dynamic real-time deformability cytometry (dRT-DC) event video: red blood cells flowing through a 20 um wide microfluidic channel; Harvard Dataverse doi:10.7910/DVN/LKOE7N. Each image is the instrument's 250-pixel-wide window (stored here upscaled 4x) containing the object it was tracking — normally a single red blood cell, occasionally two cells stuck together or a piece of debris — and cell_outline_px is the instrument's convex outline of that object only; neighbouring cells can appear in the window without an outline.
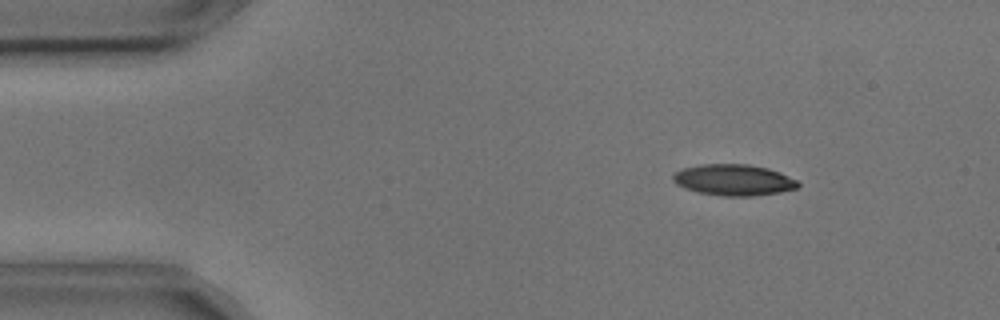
{"species": "common noctule bat (a hibernating species)", "species_latin": "Nyctalus noctula", "temperature_condition": "cold", "stored_images_in_passage": 49, "camera_frame_rate_fps": 3000, "um_per_image_px": 0.085, "animal": {"sex": "male", "body_mass_g": 17.9, "forearm_length_mm": 54.2}, "frame": {"image": 1, "passage_image": 2, "time_ms": 0.333, "image_size_px": [1000, 320], "cell_outline_px": [[800, 184], [796, 188], [780, 192], [752, 196], [724, 196], [700, 192], [676, 184], [672, 180], [672, 176], [676, 172], [684, 168], [700, 164], [748, 164], [768, 168], [780, 172], [796, 180]], "centroid_in_image_um": [62.37, 15.29], "position_along_channel_um": 22.6, "area_um2": 22.48}}
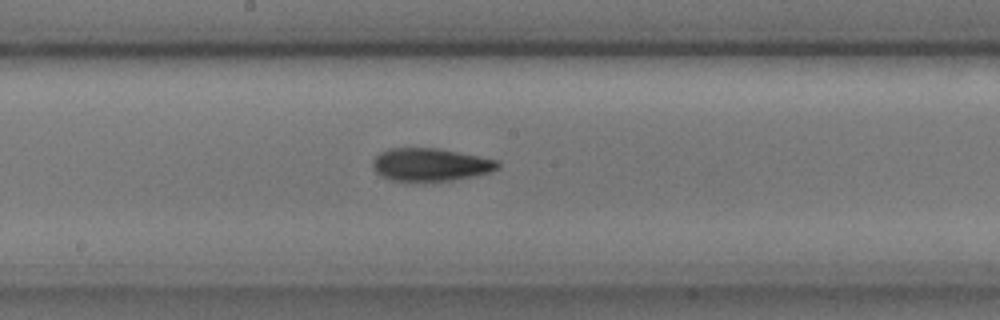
{"frame": {"image": 2, "passage_image": 23, "time_ms": 7.333, "image_size_px": [1000, 320], "cell_outline_px": [[500, 164], [496, 168], [488, 172], [452, 180], [392, 180], [380, 176], [376, 172], [372, 164], [372, 160], [380, 152], [388, 148], [436, 148], [496, 160]], "centroid_in_image_um": [36.5, 13.98], "position_along_channel_um": 211.7, "area_um2": 23.29}}
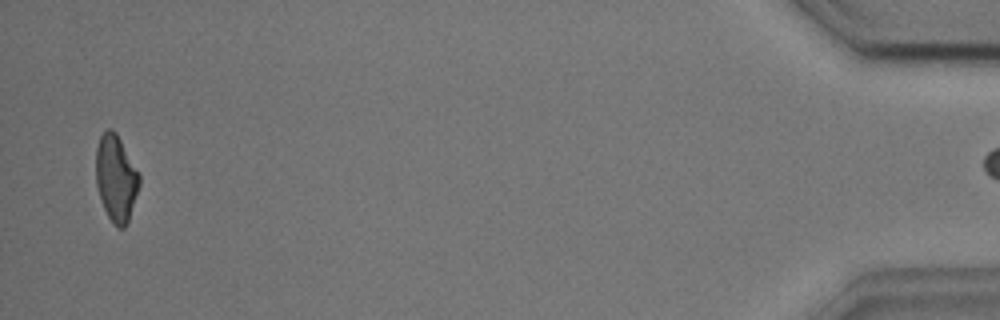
{"frame": {"image": 3, "passage_image": 48, "time_ms": 15.667, "image_size_px": [1000, 320], "cell_outline_px": [[140, 184], [128, 220], [124, 228], [116, 228], [112, 224], [104, 208], [96, 184], [96, 148], [100, 136], [108, 128], [112, 128], [116, 132], [140, 176]], "centroid_in_image_um": [9.85, 15.15], "position_along_channel_um": 425.4, "area_um2": 21.62}}